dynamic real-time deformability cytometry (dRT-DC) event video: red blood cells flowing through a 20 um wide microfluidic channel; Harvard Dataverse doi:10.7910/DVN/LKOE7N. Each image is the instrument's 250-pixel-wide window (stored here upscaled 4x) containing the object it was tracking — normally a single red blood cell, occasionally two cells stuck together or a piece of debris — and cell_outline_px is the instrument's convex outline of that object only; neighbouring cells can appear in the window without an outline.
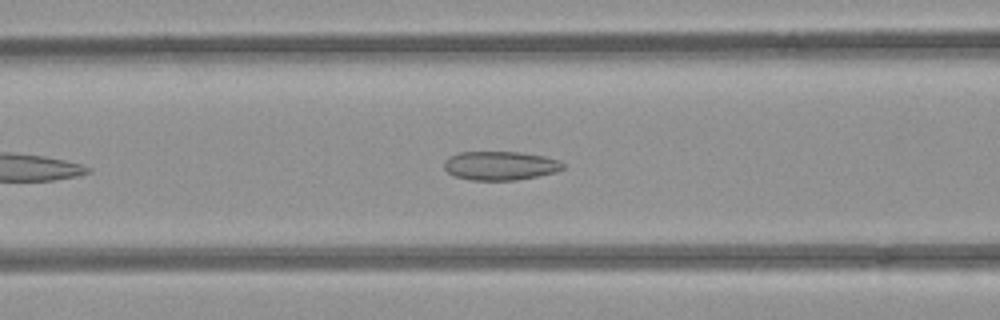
{"species": "common noctule bat (a hibernating species)", "species_latin": "Nyctalus noctula", "temperature_condition": "room temperature", "stored_images_in_passage": 27, "camera_frame_rate_fps": 3000, "um_per_image_px": 0.085, "animal": {"sex": "female", "body_mass_g": 21.9}, "frame": {"image": 1, "passage_image": 10, "time_ms": 3.0, "image_size_px": [1000, 320], "cell_outline_px": [[564, 168], [556, 172], [516, 180], [472, 180], [456, 176], [448, 172], [444, 168], [444, 160], [448, 156], [460, 152], [520, 152], [544, 156], [560, 160], [564, 164]], "centroid_in_image_um": [42.52, 14.07], "position_along_channel_um": 124.1, "area_um2": 20.0}}
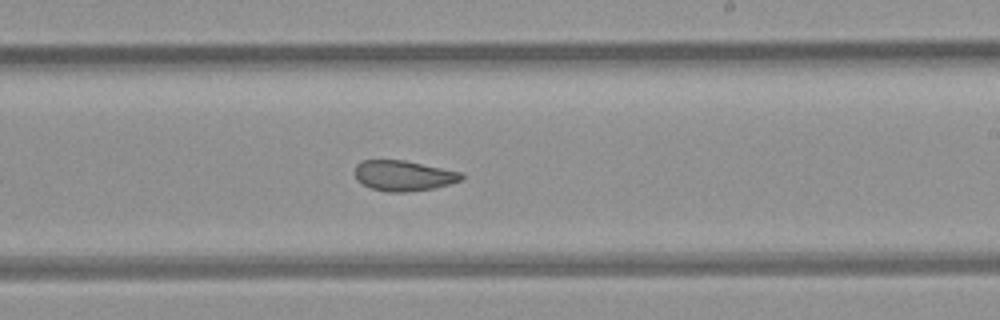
{"frame": {"image": 2, "passage_image": 20, "time_ms": 6.333, "image_size_px": [1000, 320], "cell_outline_px": [[464, 180], [432, 188], [408, 192], [388, 192], [372, 188], [356, 180], [356, 164], [364, 160], [404, 160], [464, 172]], "centroid_in_image_um": [34.35, 14.92], "position_along_channel_um": 254.7, "area_um2": 18.9}}
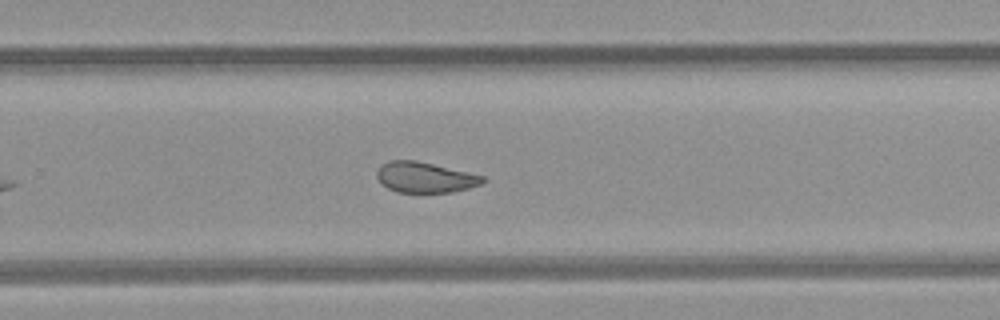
{"frame": {"image": 3, "passage_image": 23, "time_ms": 7.333, "image_size_px": [1000, 320], "cell_outline_px": [[484, 184], [452, 192], [396, 192], [380, 184], [376, 176], [376, 172], [380, 164], [388, 160], [412, 160], [432, 164], [484, 176]], "centroid_in_image_um": [36.07, 15.08], "position_along_channel_um": 293.7, "area_um2": 18.84}}